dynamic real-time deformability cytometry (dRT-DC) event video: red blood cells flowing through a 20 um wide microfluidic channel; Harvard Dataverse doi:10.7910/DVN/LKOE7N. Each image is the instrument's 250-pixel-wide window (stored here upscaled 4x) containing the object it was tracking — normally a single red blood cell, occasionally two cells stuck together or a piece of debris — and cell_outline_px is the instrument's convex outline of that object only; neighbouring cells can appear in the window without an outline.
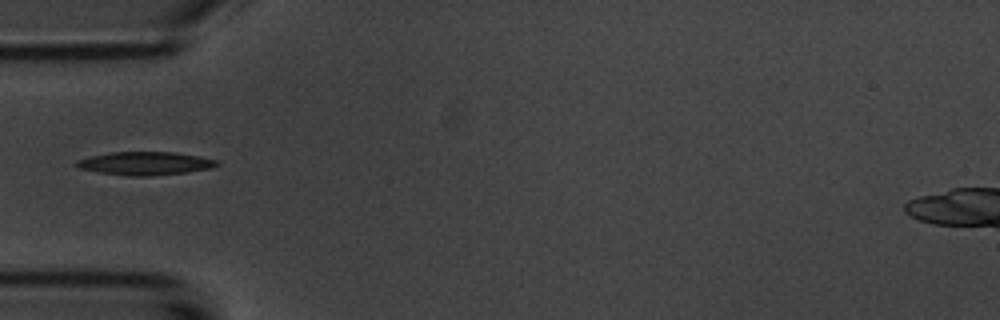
{"species": "common noctule bat (a hibernating species)", "species_latin": "Nyctalus noctula", "temperature_condition": "room temperature", "stored_images_in_passage": 35, "camera_frame_rate_fps": 3000, "um_per_image_px": 0.085, "animal": {"sex": "male", "body_mass_g": 20.1, "forearm_length_mm": 53.5}, "frame": {"image": 1, "passage_image": 1, "time_ms": 0.0, "image_size_px": [1000, 320], "cell_outline_px": [[220, 164], [212, 168], [184, 172], [152, 176], [128, 176], [100, 172], [80, 168], [72, 164], [76, 160], [92, 156], [112, 152], [176, 152], [200, 156], [216, 160]], "centroid_in_image_um": [12.34, 13.88], "position_along_channel_um": 72.7, "area_um2": 18.96}}
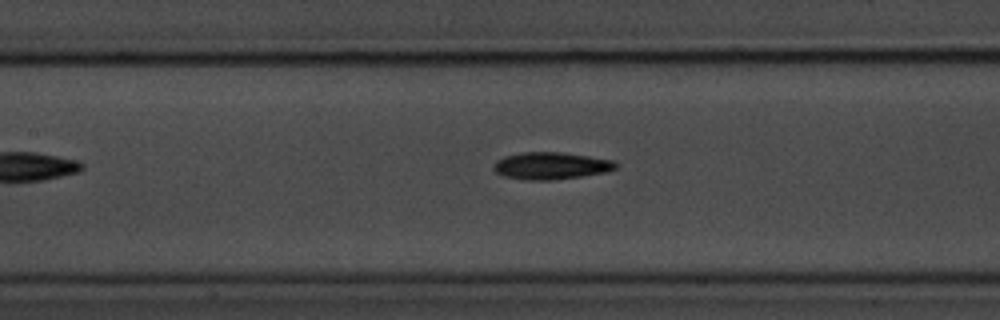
{"frame": {"image": 2, "passage_image": 8, "time_ms": 2.333, "image_size_px": [1000, 320], "cell_outline_px": [[616, 168], [604, 172], [580, 176], [552, 180], [528, 180], [504, 176], [496, 172], [492, 168], [496, 160], [504, 156], [524, 152], [560, 152], [616, 160]], "centroid_in_image_um": [46.81, 14.08], "position_along_channel_um": 160.6, "area_um2": 19.19}}
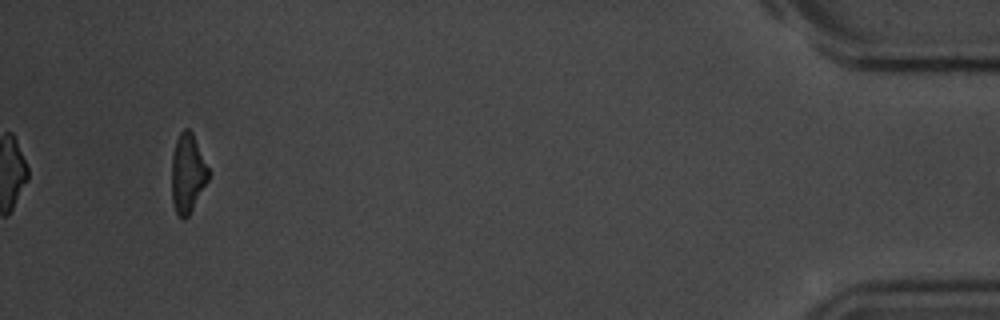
{"frame": {"image": 3, "passage_image": 35, "time_ms": 11.333, "image_size_px": [1000, 320], "cell_outline_px": [[208, 180], [188, 216], [184, 220], [176, 212], [172, 200], [172, 156], [176, 140], [180, 132], [184, 128], [188, 128], [192, 132], [208, 168]], "centroid_in_image_um": [15.93, 14.72], "position_along_channel_um": 419.3, "area_um2": 16.59}}